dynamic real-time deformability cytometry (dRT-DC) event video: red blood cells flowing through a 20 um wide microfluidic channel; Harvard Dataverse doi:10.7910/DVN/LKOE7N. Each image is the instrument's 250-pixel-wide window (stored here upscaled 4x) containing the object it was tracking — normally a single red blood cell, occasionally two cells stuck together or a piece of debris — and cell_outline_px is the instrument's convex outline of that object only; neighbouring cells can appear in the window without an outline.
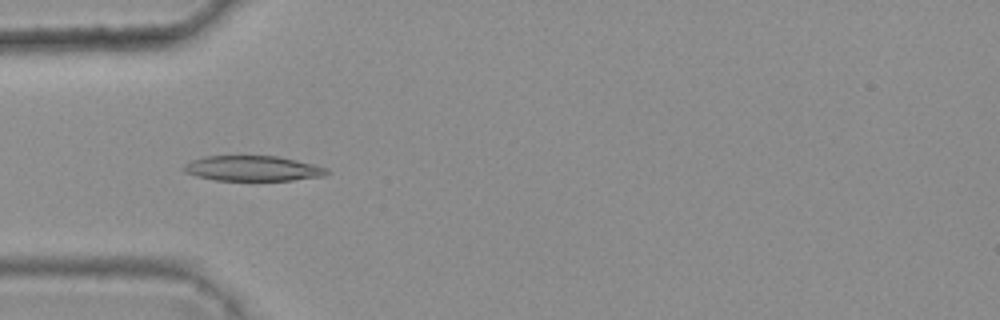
{"species": "common noctule bat (a hibernating species)", "species_latin": "Nyctalus noctula", "temperature_condition": "warm", "stored_images_in_passage": 3, "camera_frame_rate_fps": 3000, "um_per_image_px": 0.085, "animal": {"sex": "female", "body_mass_g": 25.1}, "frame": {"image": 1, "passage_image": 2, "time_ms": 0.333, "image_size_px": [1000, 320], "cell_outline_px": [[328, 172], [324, 176], [292, 180], [216, 180], [196, 176], [184, 172], [184, 164], [192, 160], [204, 156], [276, 156], [296, 160], [328, 168]], "centroid_in_image_um": [21.46, 14.31], "position_along_channel_um": 63.5, "area_um2": 20.87}}
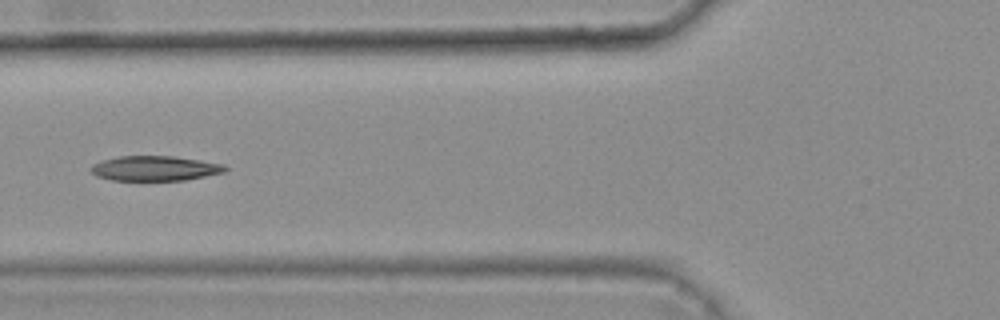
{"frame": {"image": 2, "passage_image": 3, "time_ms": 0.667, "image_size_px": [1000, 320], "cell_outline_px": [[228, 168], [224, 172], [184, 180], [112, 180], [96, 176], [88, 168], [92, 164], [100, 160], [120, 156], [172, 156], [200, 160], [224, 164]], "centroid_in_image_um": [13.12, 14.3], "position_along_channel_um": 112.7, "area_um2": 19.48}}